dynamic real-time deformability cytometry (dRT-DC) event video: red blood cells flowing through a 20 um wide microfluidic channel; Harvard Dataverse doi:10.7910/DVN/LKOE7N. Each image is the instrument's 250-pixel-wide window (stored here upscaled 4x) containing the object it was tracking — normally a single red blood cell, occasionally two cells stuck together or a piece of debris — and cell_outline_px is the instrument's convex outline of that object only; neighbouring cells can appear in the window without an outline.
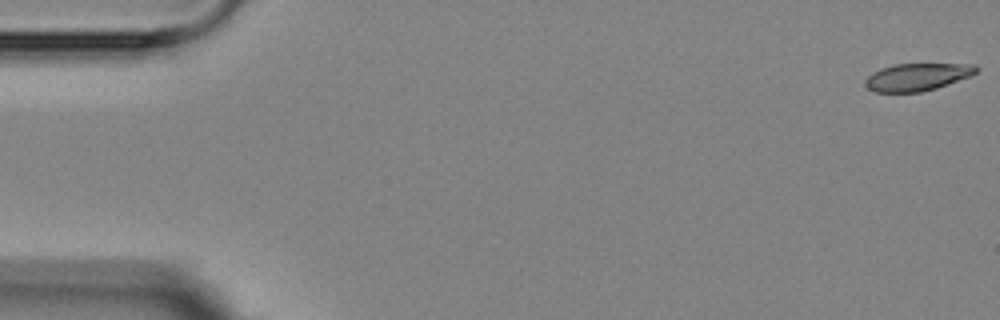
{"species": "Egyptian fruit bat (a non-hibernating species)", "species_latin": "Rousettus aegyptiacus", "temperature_condition": "room temperature", "stored_images_in_passage": 3, "camera_frame_rate_fps": 3000, "um_per_image_px": 0.085, "animal": {"sex": "female"}, "frame": {"image": 1, "passage_image": 1, "time_ms": 0.0, "image_size_px": [1000, 320], "cell_outline_px": [[980, 68], [976, 72], [968, 76], [936, 88], [920, 92], [876, 92], [868, 88], [864, 84], [864, 80], [872, 72], [880, 68], [892, 64], [972, 64]], "centroid_in_image_um": [77.9, 6.53], "position_along_channel_um": 7.1, "area_um2": 17.63}}